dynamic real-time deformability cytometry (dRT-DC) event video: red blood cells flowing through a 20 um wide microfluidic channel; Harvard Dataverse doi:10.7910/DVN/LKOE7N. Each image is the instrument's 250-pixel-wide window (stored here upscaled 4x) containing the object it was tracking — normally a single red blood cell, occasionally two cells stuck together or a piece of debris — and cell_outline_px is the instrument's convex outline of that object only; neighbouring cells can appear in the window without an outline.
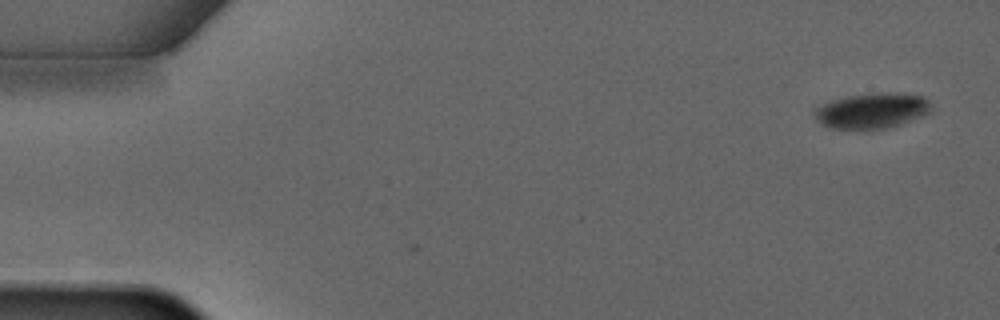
{"species": "common noctule bat (a hibernating species)", "species_latin": "Nyctalus noctula", "temperature_condition": "warm", "stored_images_in_passage": 6, "segment_of_instrument_passage": [2, 2], "camera_frame_rate_fps": 3000, "um_per_image_px": 0.085, "animal": {"sex": "male", "forearm_length_mm": 52.5}, "frame": {"image": 1, "passage_image": 6, "time_ms": 7.0, "image_size_px": [1000, 320], "cell_outline_px": [[932, 112], [924, 116], [888, 128], [828, 128], [820, 124], [812, 116], [812, 112], [816, 108], [832, 100], [848, 96], [876, 92], [904, 92], [924, 96], [928, 100], [932, 108]], "centroid_in_image_um": [74.15, 9.39], "position_along_channel_um": 10.9, "area_um2": 24.45}}